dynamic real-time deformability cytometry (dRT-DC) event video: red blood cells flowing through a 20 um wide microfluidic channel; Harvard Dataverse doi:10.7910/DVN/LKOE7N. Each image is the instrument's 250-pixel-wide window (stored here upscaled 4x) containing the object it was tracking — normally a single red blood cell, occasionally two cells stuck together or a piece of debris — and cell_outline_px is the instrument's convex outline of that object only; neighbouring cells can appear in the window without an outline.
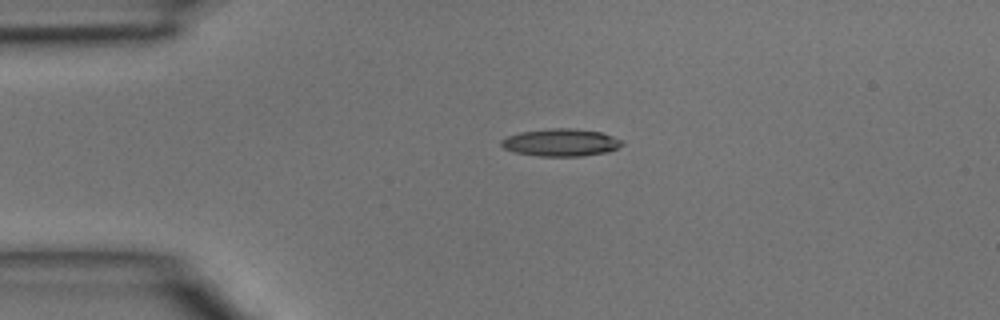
{"species": "common noctule bat (a hibernating species)", "species_latin": "Nyctalus noctula", "temperature_condition": "room temperature", "stored_images_in_passage": 35, "camera_frame_rate_fps": 3000, "um_per_image_px": 0.085, "animal": {"sex": "male", "body_mass_g": 15.6}, "frame": {"image": 1, "passage_image": 1, "time_ms": 0.0, "image_size_px": [1000, 320], "cell_outline_px": [[624, 144], [608, 152], [580, 156], [540, 156], [512, 152], [504, 148], [500, 144], [500, 140], [508, 136], [520, 132], [556, 128], [572, 128], [600, 132], [624, 140]], "centroid_in_image_um": [47.67, 12.12], "position_along_channel_um": 37.3, "area_um2": 19.31}}
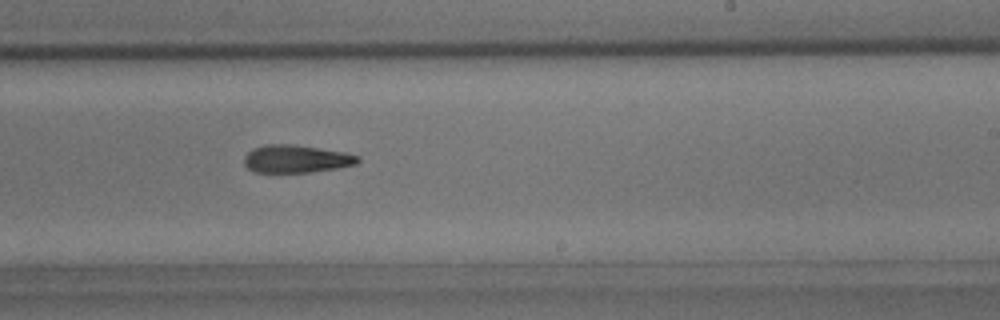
{"frame": {"image": 2, "passage_image": 18, "time_ms": 5.667, "image_size_px": [1000, 320], "cell_outline_px": [[360, 160], [356, 164], [336, 168], [308, 172], [252, 172], [244, 164], [244, 156], [252, 148], [264, 144], [288, 144], [344, 152], [360, 156]], "centroid_in_image_um": [25.13, 13.5], "position_along_channel_um": 263.9, "area_um2": 18.26}}
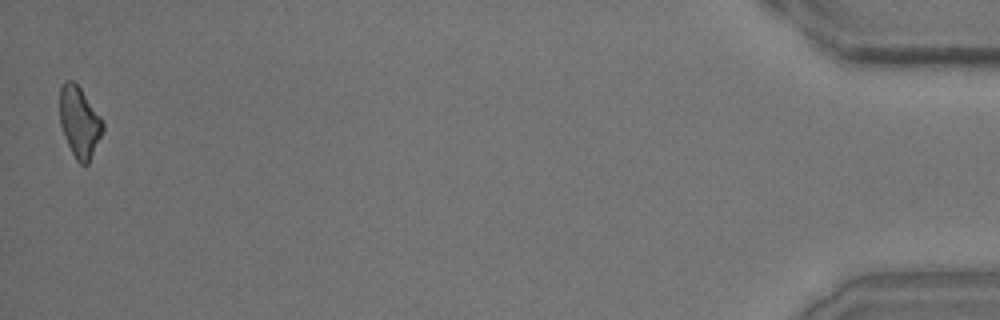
{"frame": {"image": 3, "passage_image": 35, "time_ms": 11.333, "image_size_px": [1000, 320], "cell_outline_px": [[104, 128], [88, 164], [80, 164], [76, 160], [68, 144], [60, 124], [60, 88], [64, 80], [72, 80], [80, 88], [100, 116], [104, 124]], "centroid_in_image_um": [6.74, 10.36], "position_along_channel_um": 428.5, "area_um2": 17.46}}